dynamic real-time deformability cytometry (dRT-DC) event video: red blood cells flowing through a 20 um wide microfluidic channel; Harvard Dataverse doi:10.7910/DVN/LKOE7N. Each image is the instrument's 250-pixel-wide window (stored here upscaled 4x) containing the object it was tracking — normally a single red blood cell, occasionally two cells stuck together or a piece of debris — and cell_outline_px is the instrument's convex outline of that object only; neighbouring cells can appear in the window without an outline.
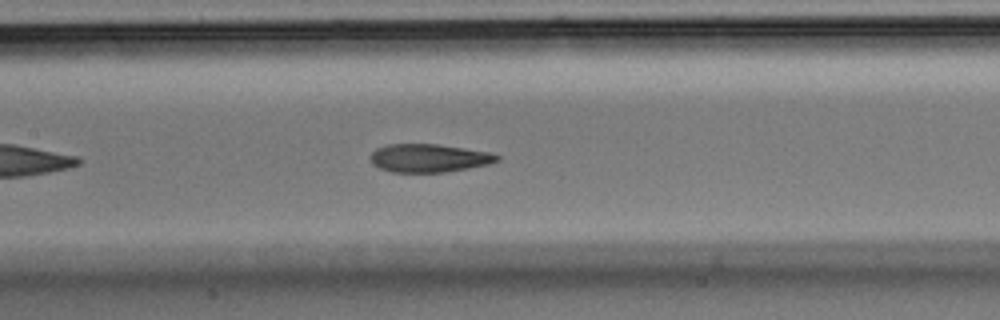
{"species": "Egyptian fruit bat (a non-hibernating species)", "species_latin": "Rousettus aegyptiacus", "temperature_condition": "room temperature", "stored_images_in_passage": 37, "camera_frame_rate_fps": 3000, "um_per_image_px": 0.085, "animal": {"sex": "male"}, "frame": {"image": 1, "passage_image": 11, "time_ms": 3.333, "image_size_px": [1000, 320], "cell_outline_px": [[500, 160], [488, 164], [448, 172], [392, 172], [380, 168], [372, 164], [368, 156], [376, 148], [384, 144], [440, 144], [492, 152], [500, 156]], "centroid_in_image_um": [36.45, 13.42], "position_along_channel_um": 171.0, "area_um2": 21.15}}
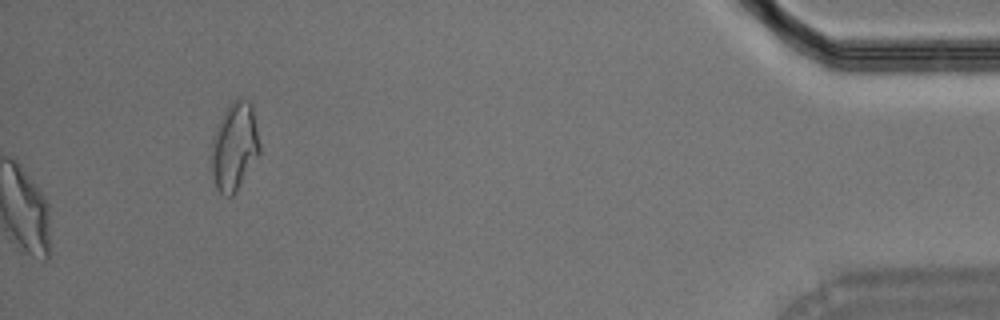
{"frame": {"image": 2, "passage_image": 37, "time_ms": 12.0, "image_size_px": [1000, 320], "cell_outline_px": [[260, 156], [236, 192], [232, 196], [224, 196], [216, 188], [212, 172], [212, 136], [228, 104], [232, 100], [240, 96], [248, 100], [252, 104], [260, 144]], "centroid_in_image_um": [19.96, 12.44], "position_along_channel_um": 415.2, "area_um2": 25.14}}